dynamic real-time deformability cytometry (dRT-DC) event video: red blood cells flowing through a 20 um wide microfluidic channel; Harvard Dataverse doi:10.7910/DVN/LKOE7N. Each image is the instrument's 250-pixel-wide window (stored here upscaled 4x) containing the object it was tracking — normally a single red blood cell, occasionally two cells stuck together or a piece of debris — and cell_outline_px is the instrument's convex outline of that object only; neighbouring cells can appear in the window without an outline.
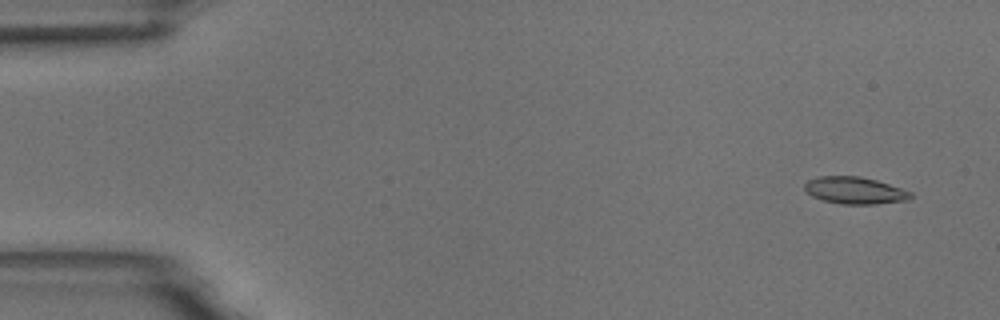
{"species": "common noctule bat (a hibernating species)", "species_latin": "Nyctalus noctula", "temperature_condition": "room temperature", "stored_images_in_passage": 4, "camera_frame_rate_fps": 3000, "um_per_image_px": 0.085, "animal": {"sex": "male", "body_mass_g": 18.8}, "frame": {"image": 1, "passage_image": 1, "time_ms": 0.0, "image_size_px": [1000, 320], "cell_outline_px": [[912, 196], [908, 200], [876, 204], [840, 204], [824, 200], [812, 196], [804, 188], [804, 184], [808, 180], [820, 176], [860, 176], [876, 180], [912, 192]], "centroid_in_image_um": [72.66, 16.19], "position_along_channel_um": 12.3, "area_um2": 16.59}}
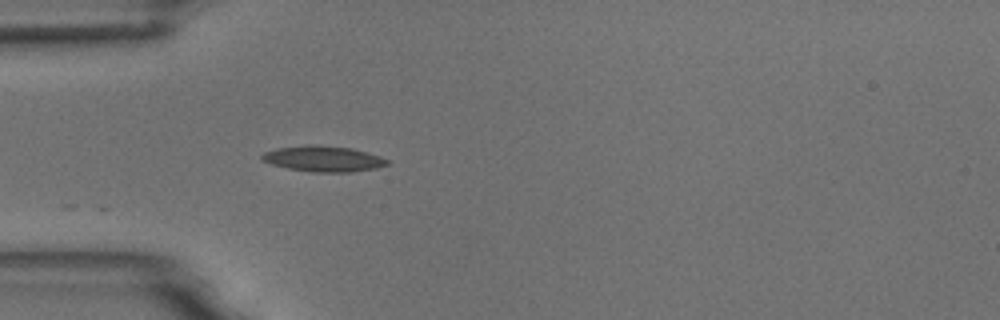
{"frame": {"image": 2, "passage_image": 4, "time_ms": 4.333, "image_size_px": [1000, 320], "cell_outline_px": [[392, 164], [376, 168], [352, 172], [312, 172], [288, 168], [272, 164], [260, 160], [260, 156], [264, 152], [276, 148], [312, 144], [352, 148], [380, 156], [388, 160]], "centroid_in_image_um": [27.49, 13.49], "position_along_channel_um": 57.5, "area_um2": 18.9}}